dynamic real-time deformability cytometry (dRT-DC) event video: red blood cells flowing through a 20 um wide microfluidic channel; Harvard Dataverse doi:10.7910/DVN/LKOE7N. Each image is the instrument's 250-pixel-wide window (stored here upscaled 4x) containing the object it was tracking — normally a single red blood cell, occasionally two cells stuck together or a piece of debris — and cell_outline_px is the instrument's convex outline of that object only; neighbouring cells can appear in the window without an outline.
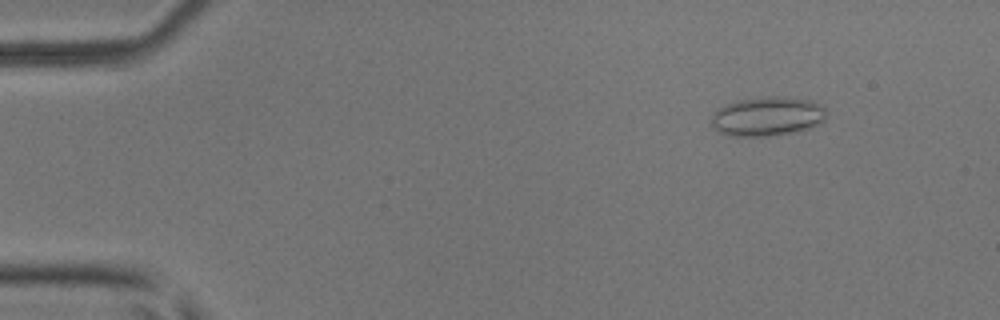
{"species": "common noctule bat (a hibernating species)", "species_latin": "Nyctalus noctula", "temperature_condition": "room temperature", "stored_images_in_passage": 49, "camera_frame_rate_fps": 3000, "um_per_image_px": 0.085, "animal": {"sex": "male", "body_mass_g": 17.9, "forearm_length_mm": 54.2}, "frame": {"image": 1, "passage_image": 3, "time_ms": 0.667, "image_size_px": [1000, 320], "cell_outline_px": [[828, 112], [824, 120], [820, 124], [808, 128], [792, 132], [768, 136], [732, 136], [720, 132], [712, 128], [708, 120], [720, 108], [736, 100], [768, 96], [780, 96], [808, 100], [820, 104]], "centroid_in_image_um": [65.21, 9.89], "position_along_channel_um": 19.8, "area_um2": 26.36}}
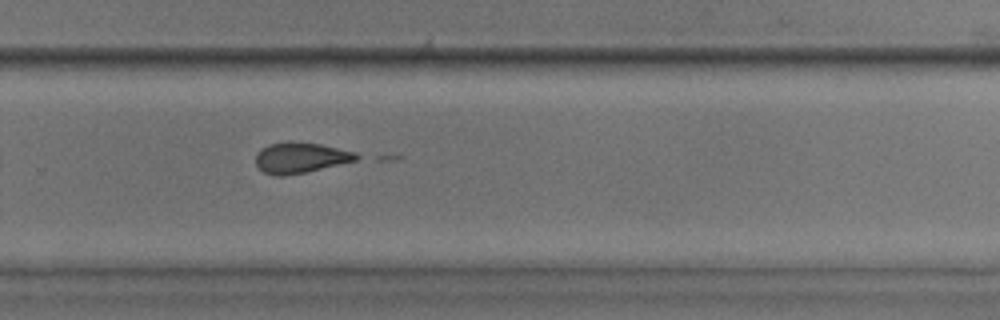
{"frame": {"image": 2, "passage_image": 32, "time_ms": 10.333, "image_size_px": [1000, 320], "cell_outline_px": [[364, 156], [356, 160], [304, 172], [284, 176], [276, 176], [264, 172], [256, 164], [256, 152], [260, 148], [268, 144], [292, 140], [320, 144], [356, 152]], "centroid_in_image_um": [25.53, 13.38], "position_along_channel_um": 304.3, "area_um2": 18.09}}
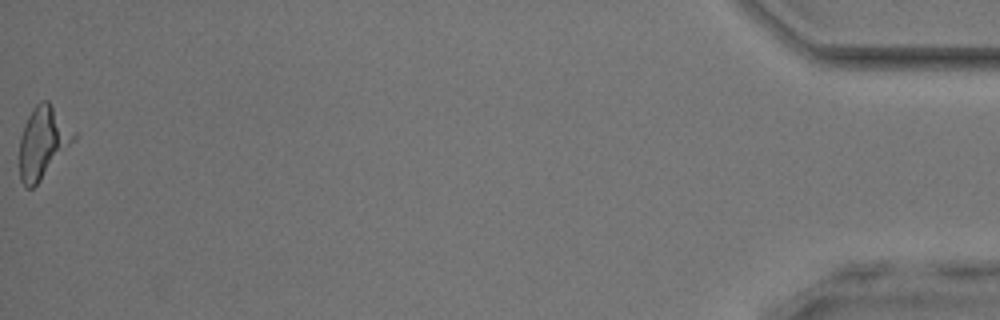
{"frame": {"image": 3, "passage_image": 49, "time_ms": 16.0, "image_size_px": [1000, 320], "cell_outline_px": [[76, 136], [40, 180], [32, 188], [24, 188], [20, 180], [20, 136], [24, 124], [32, 108], [40, 100], [48, 100], [76, 132]], "centroid_in_image_um": [3.61, 12.07], "position_along_channel_um": 431.6, "area_um2": 22.2}, "authors_computed_cell_mechanics": {"area_um2": 21.4438, "velocity_mm_per_s": 3.9934, "shape_relaxation_time_tau1_ms": null, "shape_relaxation_time_tau2_ms": 0.5871, "deformation_change_tau1": null, "deformation_change_tau2": 0.0944}}